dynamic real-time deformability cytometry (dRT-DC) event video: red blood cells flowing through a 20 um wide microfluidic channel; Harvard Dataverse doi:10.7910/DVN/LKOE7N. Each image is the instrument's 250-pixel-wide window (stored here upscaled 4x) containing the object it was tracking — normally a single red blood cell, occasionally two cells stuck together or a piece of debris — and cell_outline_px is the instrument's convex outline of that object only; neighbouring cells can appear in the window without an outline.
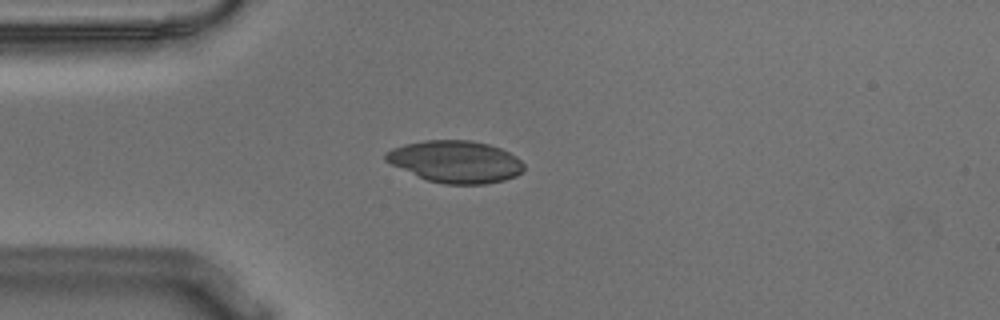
{"species": "Egyptian fruit bat (a non-hibernating species)", "species_latin": "Rousettus aegyptiacus", "temperature_condition": "warm", "stored_images_in_passage": 42, "camera_frame_rate_fps": 3000, "um_per_image_px": 0.085, "animal": {"sex": "male"}, "frame": {"image": 1, "passage_image": 1, "time_ms": 0.0, "image_size_px": [1000, 320], "cell_outline_px": [[524, 172], [516, 176], [504, 180], [484, 184], [444, 184], [428, 180], [392, 164], [384, 160], [384, 152], [392, 148], [404, 144], [424, 140], [472, 140], [488, 144], [500, 148], [516, 156], [524, 164]], "centroid_in_image_um": [38.74, 13.73], "position_along_channel_um": 46.3, "area_um2": 33.81}}
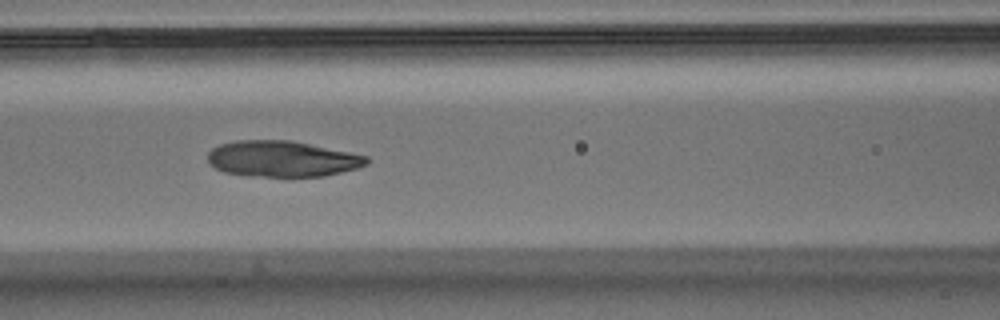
{"frame": {"image": 2, "passage_image": 10, "time_ms": 3.0, "image_size_px": [1000, 320], "cell_outline_px": [[368, 164], [356, 168], [324, 176], [248, 176], [224, 172], [216, 168], [208, 160], [208, 152], [212, 148], [220, 144], [236, 140], [292, 140], [368, 156]], "centroid_in_image_um": [23.97, 13.49], "position_along_channel_um": 142.6, "area_um2": 33.18}}
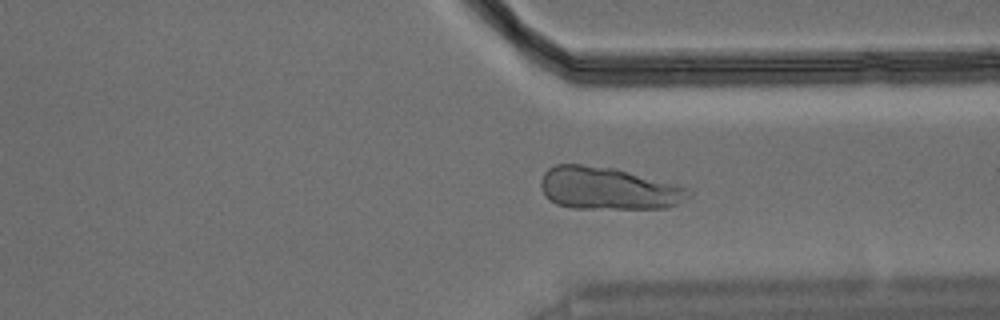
{"frame": {"image": 3, "passage_image": 28, "time_ms": 9.0, "image_size_px": [1000, 320], "cell_outline_px": [[692, 196], [676, 204], [664, 208], [572, 208], [556, 204], [548, 200], [544, 196], [540, 188], [540, 180], [544, 172], [548, 168], [556, 164], [580, 164], [616, 168], [688, 188]], "centroid_in_image_um": [51.62, 16.01], "position_along_channel_um": 359.8, "area_um2": 36.65}}